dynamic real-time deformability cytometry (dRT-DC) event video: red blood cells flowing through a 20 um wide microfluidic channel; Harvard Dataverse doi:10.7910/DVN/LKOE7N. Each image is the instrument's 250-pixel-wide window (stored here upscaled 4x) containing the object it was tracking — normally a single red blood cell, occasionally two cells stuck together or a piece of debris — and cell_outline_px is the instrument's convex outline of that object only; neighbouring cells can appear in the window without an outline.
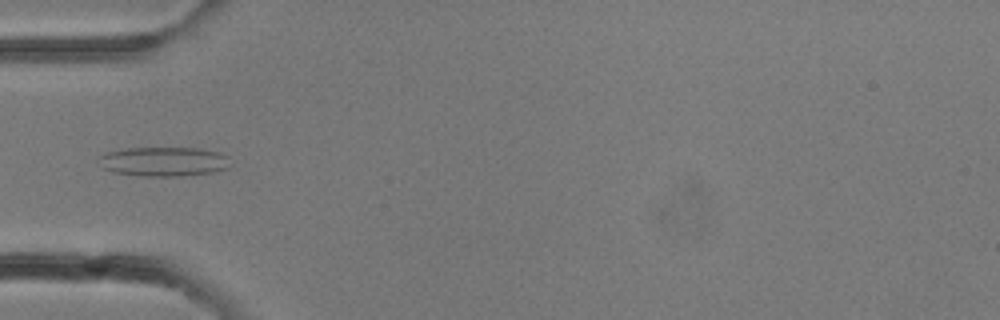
{"species": "common noctule bat (a hibernating species)", "species_latin": "Nyctalus noctula", "temperature_condition": "room temperature", "stored_images_in_passage": 6, "camera_frame_rate_fps": 3000, "um_per_image_px": 0.085, "animal": {"sex": "female"}, "frame": {"image": 1, "passage_image": 5, "time_ms": 1.333, "image_size_px": [1000, 320], "cell_outline_px": [[228, 168], [216, 172], [184, 176], [136, 176], [112, 172], [104, 168], [100, 156], [108, 152], [124, 148], [200, 148], [220, 152], [228, 156]], "centroid_in_image_um": [13.97, 13.74], "position_along_channel_um": 71.0, "area_um2": 22.6}}